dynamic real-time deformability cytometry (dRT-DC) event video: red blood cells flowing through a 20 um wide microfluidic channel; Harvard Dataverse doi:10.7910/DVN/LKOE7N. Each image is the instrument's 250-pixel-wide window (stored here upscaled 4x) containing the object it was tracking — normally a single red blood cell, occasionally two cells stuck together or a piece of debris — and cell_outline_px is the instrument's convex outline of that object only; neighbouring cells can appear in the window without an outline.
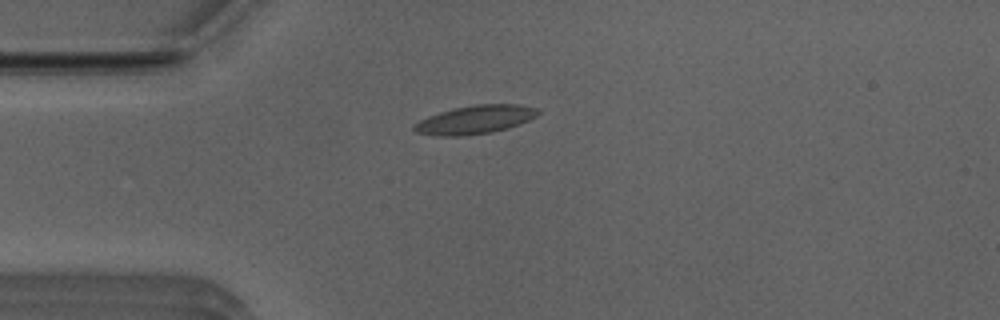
{"species": "Egyptian fruit bat (a non-hibernating species)", "species_latin": "Rousettus aegyptiacus", "temperature_condition": "room temperature", "stored_images_in_passage": 40, "camera_frame_rate_fps": 3000, "um_per_image_px": 0.085, "animal": {"sex": "male"}, "frame": {"image": 1, "passage_image": 1, "time_ms": 0.0, "image_size_px": [1000, 320], "cell_outline_px": [[540, 112], [536, 116], [528, 120], [508, 128], [492, 132], [464, 136], [440, 136], [416, 132], [412, 128], [412, 124], [428, 116], [452, 108], [476, 104], [516, 104], [536, 108]], "centroid_in_image_um": [40.35, 10.17], "position_along_channel_um": 44.7, "area_um2": 20.52}}
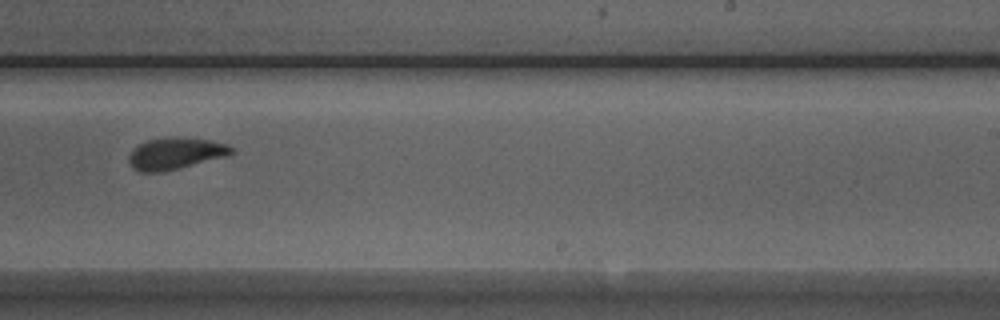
{"frame": {"image": 2, "passage_image": 20, "time_ms": 6.333, "image_size_px": [1000, 320], "cell_outline_px": [[236, 152], [228, 156], [160, 172], [140, 172], [128, 160], [128, 156], [132, 148], [148, 140], [208, 140], [228, 144]], "centroid_in_image_um": [14.93, 13.09], "position_along_channel_um": 274.1, "area_um2": 17.92}}
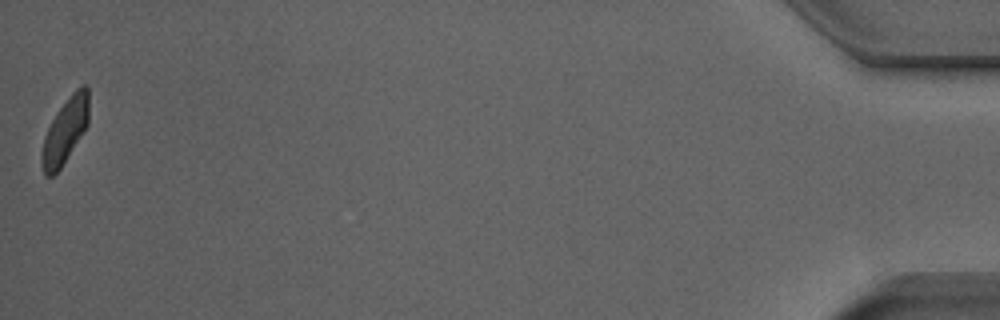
{"frame": {"image": 3, "passage_image": 40, "time_ms": 13.0, "image_size_px": [1000, 320], "cell_outline_px": [[88, 124], [60, 168], [52, 176], [44, 176], [40, 160], [40, 156], [44, 136], [56, 112], [72, 92], [76, 88], [84, 84], [88, 84]], "centroid_in_image_um": [5.51, 11.1], "position_along_channel_um": 429.7, "area_um2": 17.74}, "authors_computed_cell_mechanics": {"area_um2": 18.5538, "velocity_mm_per_s": 3.889, "shape_relaxation_time_tau1_ms": 3.7793, "shape_relaxation_time_tau2_ms": 1.6136, "deformation_change_tau1": 0.1082, "deformation_change_tau2": 0.0673}}